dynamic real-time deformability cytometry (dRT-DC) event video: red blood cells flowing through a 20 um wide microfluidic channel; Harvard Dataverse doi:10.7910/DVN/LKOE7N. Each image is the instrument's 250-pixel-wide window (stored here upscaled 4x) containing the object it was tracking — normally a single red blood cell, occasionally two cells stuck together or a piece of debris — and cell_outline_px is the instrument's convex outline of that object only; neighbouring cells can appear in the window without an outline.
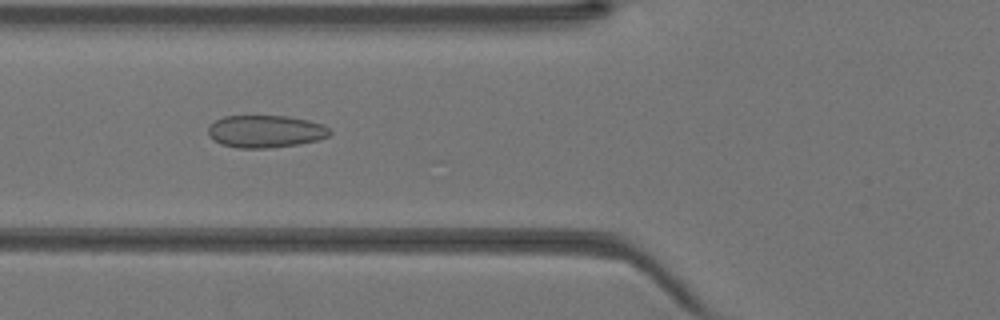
{"species": "Egyptian fruit bat (a non-hibernating species)", "species_latin": "Rousettus aegyptiacus", "temperature_condition": "warm", "stored_images_in_passage": 44, "camera_frame_rate_fps": 3000, "um_per_image_px": 0.085, "animal": {"sex": "female"}, "frame": {"image": 1, "passage_image": 17, "time_ms": 5.333, "image_size_px": [1000, 320], "cell_outline_px": [[332, 132], [328, 136], [316, 140], [300, 144], [268, 148], [240, 148], [220, 144], [208, 132], [208, 128], [216, 120], [224, 116], [288, 116], [308, 120], [324, 124]], "centroid_in_image_um": [22.61, 11.16], "position_along_channel_um": 103.2, "area_um2": 22.83}}
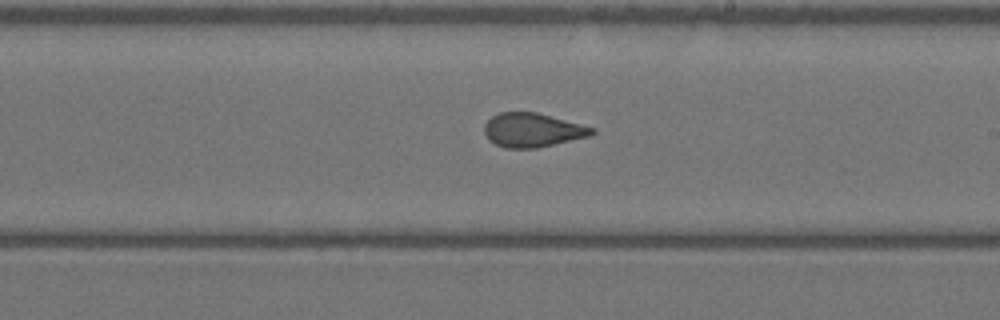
{"frame": {"image": 2, "passage_image": 26, "time_ms": 8.333, "image_size_px": [1000, 320], "cell_outline_px": [[596, 132], [592, 136], [536, 148], [508, 148], [496, 144], [488, 140], [484, 132], [484, 124], [492, 116], [500, 112], [536, 112], [596, 128]], "centroid_in_image_um": [45.28, 11.06], "position_along_channel_um": 243.7, "area_um2": 21.39}}
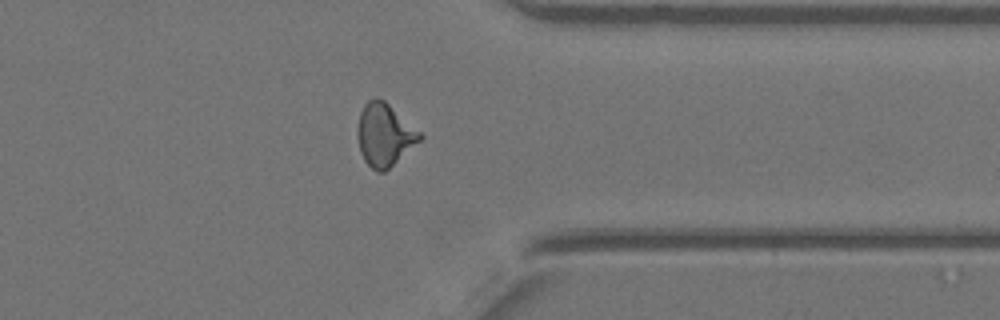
{"frame": {"image": 3, "passage_image": 35, "time_ms": 11.333, "image_size_px": [1000, 320], "cell_outline_px": [[424, 136], [420, 140], [384, 172], [376, 172], [364, 160], [360, 152], [356, 136], [356, 132], [360, 112], [364, 104], [368, 100], [376, 96], [384, 100], [420, 132]], "centroid_in_image_um": [32.63, 11.44], "position_along_channel_um": 378.8, "area_um2": 22.6}}